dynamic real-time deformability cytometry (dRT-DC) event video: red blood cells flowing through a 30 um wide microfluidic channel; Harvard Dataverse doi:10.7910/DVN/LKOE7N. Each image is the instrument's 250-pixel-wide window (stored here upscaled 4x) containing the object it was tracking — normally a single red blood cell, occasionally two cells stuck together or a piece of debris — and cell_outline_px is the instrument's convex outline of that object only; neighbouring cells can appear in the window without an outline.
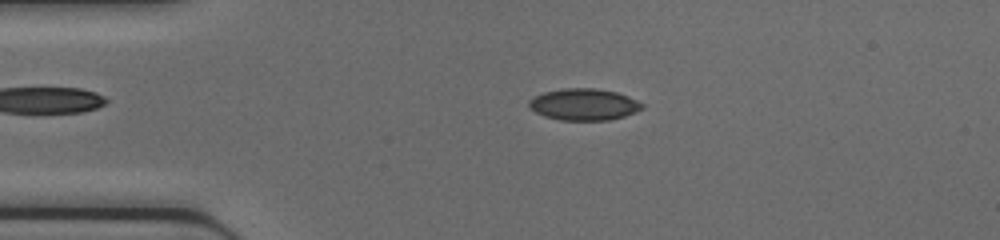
{"species": "common noctule bat (a hibernating species)", "species_latin": "Nyctalus noctula", "temperature_condition": "cold", "stored_images_in_passage": 44, "camera_frame_rate_fps": 3000, "um_per_image_px": 0.085, "animal": {"sex": "female", "body_mass_g": 17.0, "forearm_length_mm": 48.0}, "frame": {"image": 1, "passage_image": 9, "time_ms": 2.667, "image_size_px": [1000, 240], "cell_outline_px": [[644, 108], [636, 112], [624, 116], [608, 120], [560, 120], [544, 116], [536, 112], [528, 104], [528, 100], [544, 92], [564, 88], [596, 88], [616, 92], [628, 96], [644, 104]], "centroid_in_image_um": [49.65, 8.87], "position_along_channel_um": 35.3, "area_um2": 20.81}}
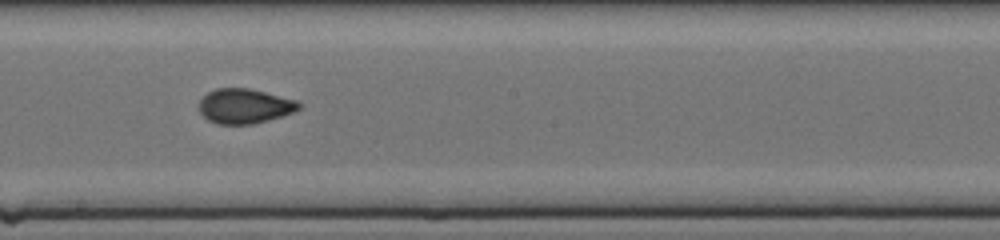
{"frame": {"image": 2, "passage_image": 24, "time_ms": 7.667, "image_size_px": [1000, 240], "cell_outline_px": [[304, 104], [300, 108], [292, 112], [268, 120], [252, 124], [216, 124], [208, 120], [200, 112], [200, 100], [208, 92], [216, 88], [248, 88], [296, 100]], "centroid_in_image_um": [20.79, 9.02], "position_along_channel_um": 227.4, "area_um2": 20.06}}
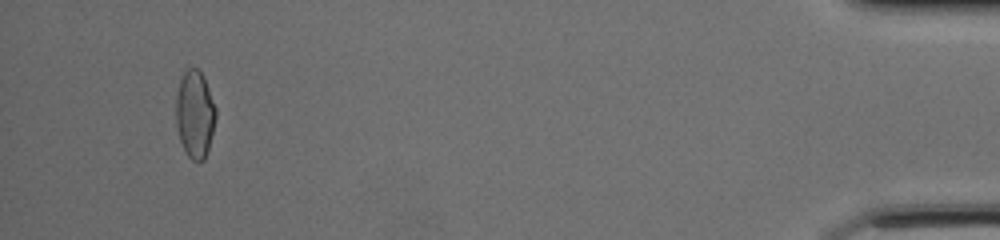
{"frame": {"image": 3, "passage_image": 42, "time_ms": 13.667, "image_size_px": [1000, 240], "cell_outline_px": [[216, 116], [208, 148], [204, 160], [192, 160], [188, 156], [180, 140], [176, 124], [176, 96], [180, 80], [184, 72], [188, 68], [196, 68], [204, 76], [216, 108]], "centroid_in_image_um": [16.56, 9.68], "position_along_channel_um": 418.6, "area_um2": 20.06}}